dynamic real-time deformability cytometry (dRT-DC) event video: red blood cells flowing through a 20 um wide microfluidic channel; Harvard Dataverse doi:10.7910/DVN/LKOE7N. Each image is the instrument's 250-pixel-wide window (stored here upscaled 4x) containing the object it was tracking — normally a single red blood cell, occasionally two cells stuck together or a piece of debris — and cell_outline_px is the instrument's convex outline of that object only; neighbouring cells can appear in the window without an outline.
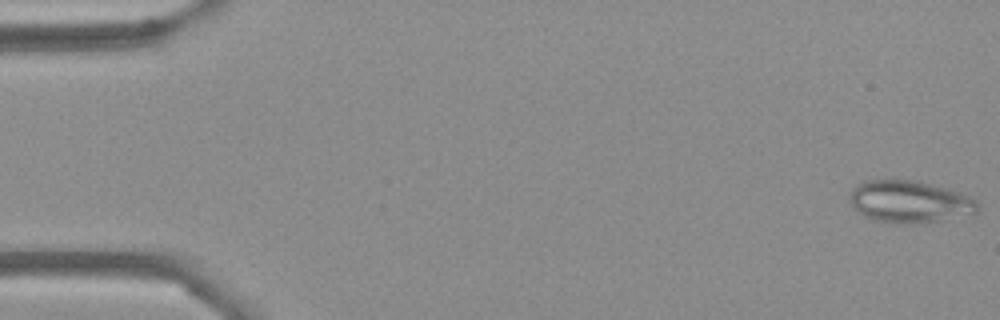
{"species": "Egyptian fruit bat (a non-hibernating species)", "species_latin": "Rousettus aegyptiacus", "temperature_condition": "cold", "stored_images_in_passage": 55, "camera_frame_rate_fps": 3000, "um_per_image_px": 0.085, "frame": {"image": 1, "passage_image": 1, "time_ms": 0.0, "image_size_px": [1000, 320], "cell_outline_px": [[980, 208], [976, 212], [936, 220], [896, 224], [876, 220], [864, 216], [848, 200], [848, 192], [856, 184], [864, 180], [916, 180], [944, 188], [968, 196], [976, 200]], "centroid_in_image_um": [77.22, 17.12], "position_along_channel_um": 7.8, "area_um2": 30.81}}
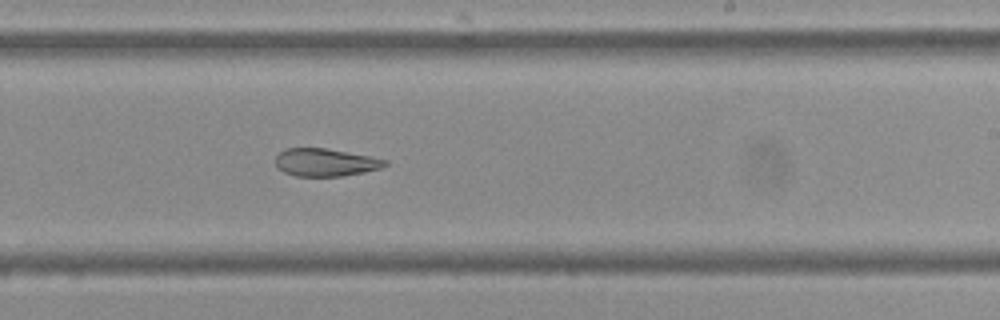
{"frame": {"image": 2, "passage_image": 33, "time_ms": 10.667, "image_size_px": [1000, 320], "cell_outline_px": [[388, 164], [380, 168], [364, 172], [344, 176], [296, 176], [284, 172], [276, 168], [276, 156], [284, 148], [324, 148], [368, 156], [388, 160]], "centroid_in_image_um": [27.63, 13.81], "position_along_channel_um": 261.4, "area_um2": 17.63}}
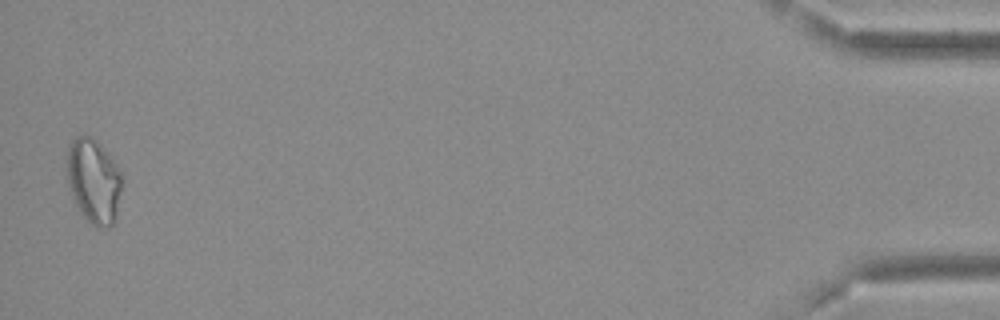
{"frame": {"image": 3, "passage_image": 54, "time_ms": 17.667, "image_size_px": [1000, 320], "cell_outline_px": [[120, 192], [116, 212], [112, 224], [108, 228], [96, 228], [80, 212], [72, 196], [68, 184], [64, 160], [68, 148], [72, 140], [76, 136], [92, 136], [96, 140], [116, 164], [120, 172]], "centroid_in_image_um": [7.9, 15.36], "position_along_channel_um": 427.3, "area_um2": 26.99}}